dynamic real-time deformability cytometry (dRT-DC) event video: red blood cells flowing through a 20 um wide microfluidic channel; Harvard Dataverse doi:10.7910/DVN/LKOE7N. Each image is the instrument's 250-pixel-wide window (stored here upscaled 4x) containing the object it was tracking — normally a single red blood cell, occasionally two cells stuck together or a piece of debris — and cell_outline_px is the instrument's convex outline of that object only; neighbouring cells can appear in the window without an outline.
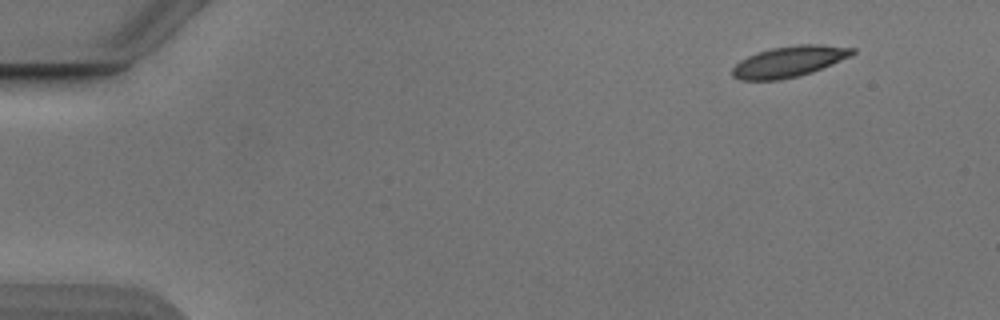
{"species": "Egyptian fruit bat (a non-hibernating species)", "species_latin": "Rousettus aegyptiacus", "temperature_condition": "cold", "stored_images_in_passage": 49, "camera_frame_rate_fps": 3000, "um_per_image_px": 0.085, "animal": {"sex": "male"}, "frame": {"image": 1, "passage_image": 1, "time_ms": 0.0, "image_size_px": [1000, 320], "cell_outline_px": [[856, 52], [852, 56], [812, 72], [800, 76], [780, 80], [740, 80], [732, 76], [732, 68], [740, 60], [748, 56], [772, 48], [796, 44], [820, 44], [856, 48]], "centroid_in_image_um": [67.1, 5.23], "position_along_channel_um": 17.9, "area_um2": 21.73}}
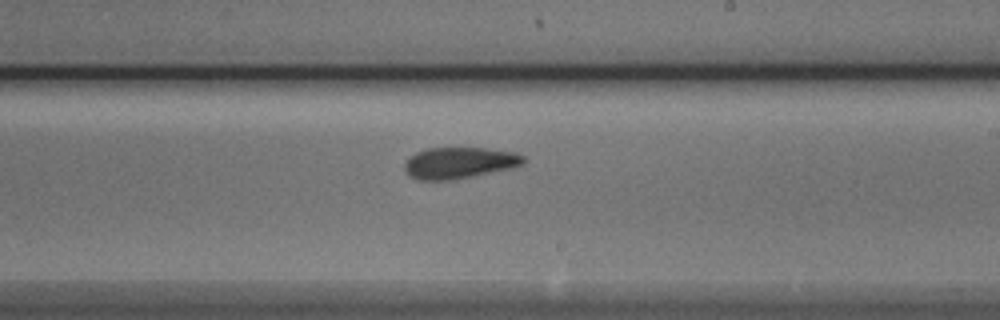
{"frame": {"image": 2, "passage_image": 28, "time_ms": 9.0, "image_size_px": [1000, 320], "cell_outline_px": [[524, 164], [512, 168], [452, 180], [420, 180], [408, 176], [404, 172], [404, 164], [416, 152], [428, 148], [484, 148], [516, 152], [524, 156]], "centroid_in_image_um": [39.04, 13.85], "position_along_channel_um": 250.0, "area_um2": 21.73}}
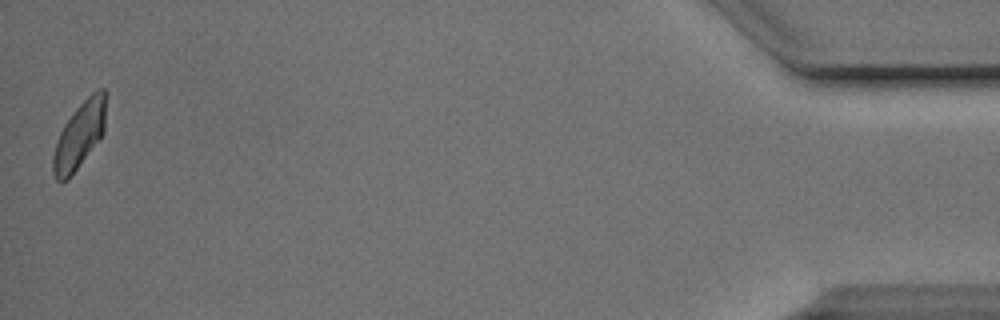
{"frame": {"image": 3, "passage_image": 49, "time_ms": 16.0, "image_size_px": [1000, 320], "cell_outline_px": [[104, 132], [68, 180], [56, 180], [52, 172], [52, 156], [60, 132], [64, 124], [76, 108], [92, 92], [100, 88], [104, 88]], "centroid_in_image_um": [6.71, 11.52], "position_along_channel_um": 428.5, "area_um2": 19.88}, "authors_computed_cell_mechanics": {"area_um2": 21.6172, "velocity_mm_per_s": 3.8339, "shape_relaxation_time_tau1_ms": 7.594, "shape_relaxation_time_tau2_ms": 4.2628, "deformation_change_tau1": 0.1526, "deformation_change_tau2": 0.1093}}